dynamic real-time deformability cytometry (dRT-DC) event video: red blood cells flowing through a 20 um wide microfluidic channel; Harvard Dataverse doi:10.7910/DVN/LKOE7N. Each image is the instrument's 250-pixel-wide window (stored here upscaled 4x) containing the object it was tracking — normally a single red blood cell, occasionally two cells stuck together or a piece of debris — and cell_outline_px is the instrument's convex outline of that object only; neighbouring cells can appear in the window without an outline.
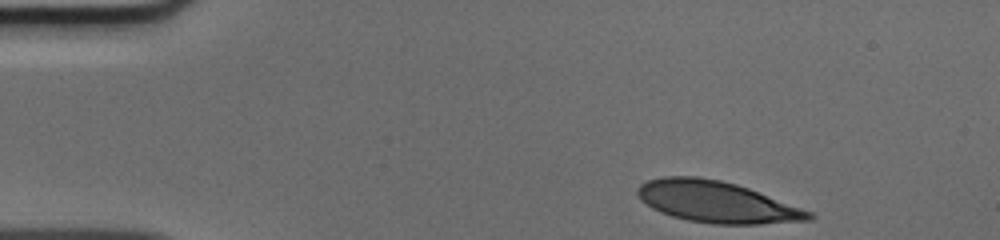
{"species": "human", "species_latin": "Homo sapiens", "temperature_condition": "cold", "stored_images_in_passage": 36, "camera_frame_rate_fps": 3000, "um_per_image_px": 0.085, "donor": {"sex": "male"}, "frame": {"image": 1, "passage_image": 1, "time_ms": 0.0, "image_size_px": [1000, 240], "cell_outline_px": [[816, 216], [812, 220], [760, 224], [712, 224], [688, 220], [672, 216], [660, 212], [652, 208], [640, 200], [636, 192], [636, 188], [640, 184], [648, 180], [664, 176], [696, 176], [720, 180], [736, 184], [748, 188], [812, 212]], "centroid_in_image_um": [60.89, 17.16], "position_along_channel_um": 24.1, "area_um2": 41.27}}
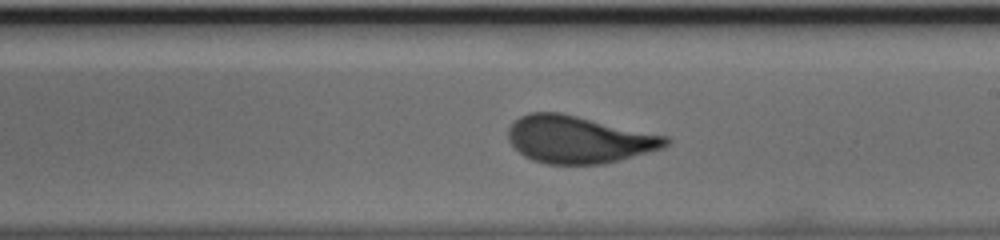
{"frame": {"image": 2, "passage_image": 23, "time_ms": 7.333, "image_size_px": [1000, 240], "cell_outline_px": [[672, 140], [664, 148], [620, 160], [604, 164], [544, 164], [532, 160], [524, 156], [508, 140], [508, 128], [520, 116], [528, 112], [560, 112], [668, 136]], "centroid_in_image_um": [49.21, 11.86], "position_along_channel_um": 239.8, "area_um2": 43.58}}
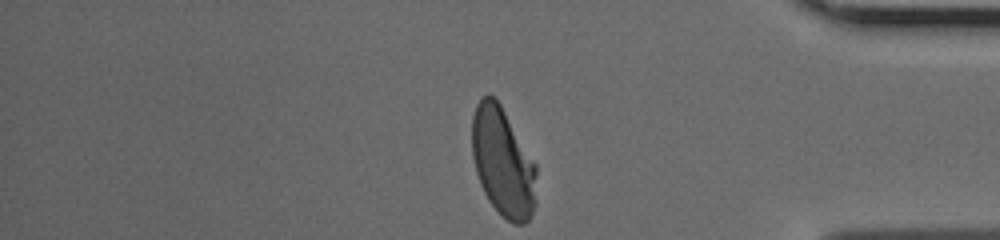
{"frame": {"image": 3, "passage_image": 36, "time_ms": 11.667, "image_size_px": [1000, 240], "cell_outline_px": [[536, 204], [528, 220], [524, 224], [512, 224], [488, 200], [480, 184], [476, 172], [472, 156], [472, 116], [476, 104], [488, 92], [500, 104], [536, 164]], "centroid_in_image_um": [42.74, 13.78], "position_along_channel_um": 392.5, "area_um2": 40.81}}